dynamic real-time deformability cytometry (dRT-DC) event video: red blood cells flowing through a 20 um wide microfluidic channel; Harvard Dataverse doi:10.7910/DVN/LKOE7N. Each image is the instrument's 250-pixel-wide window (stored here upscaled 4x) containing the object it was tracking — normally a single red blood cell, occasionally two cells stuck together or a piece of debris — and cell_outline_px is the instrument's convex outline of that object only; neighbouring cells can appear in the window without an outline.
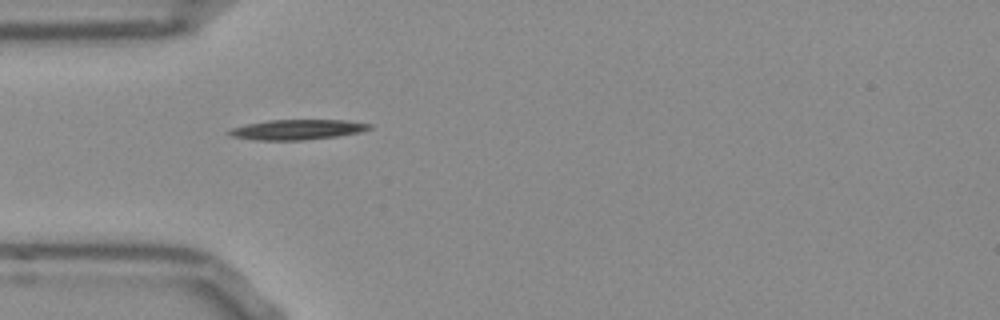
{"species": "Egyptian fruit bat (a non-hibernating species)", "species_latin": "Rousettus aegyptiacus", "temperature_condition": "room temperature", "stored_images_in_passage": 14, "camera_frame_rate_fps": 3000, "um_per_image_px": 0.085, "frame": {"image": 1, "passage_image": 1, "time_ms": 0.0, "image_size_px": [1000, 320], "cell_outline_px": [[372, 128], [360, 132], [336, 136], [304, 140], [256, 140], [228, 136], [228, 132], [232, 128], [248, 124], [268, 120], [348, 120], [372, 124]], "centroid_in_image_um": [25.28, 11.01], "position_along_channel_um": 59.7, "area_um2": 16.42}}
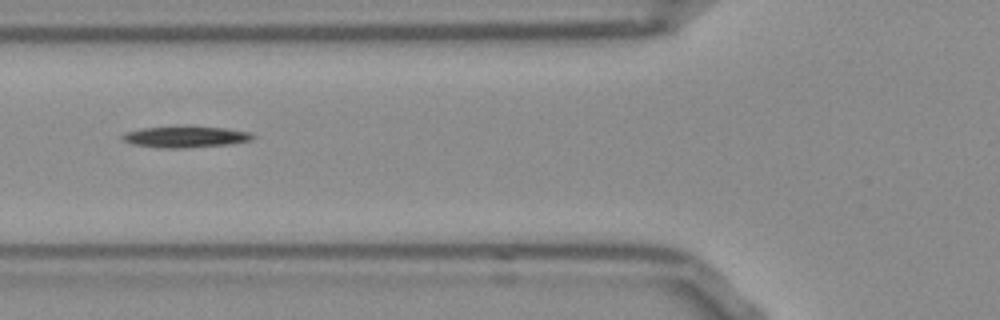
{"frame": {"image": 2, "passage_image": 5, "time_ms": 1.333, "image_size_px": [1000, 320], "cell_outline_px": [[256, 136], [252, 140], [228, 144], [184, 148], [164, 148], [132, 144], [124, 140], [120, 136], [124, 132], [140, 128], [184, 124], [228, 128], [252, 132]], "centroid_in_image_um": [15.78, 11.58], "position_along_channel_um": 110.0, "area_um2": 16.94}}
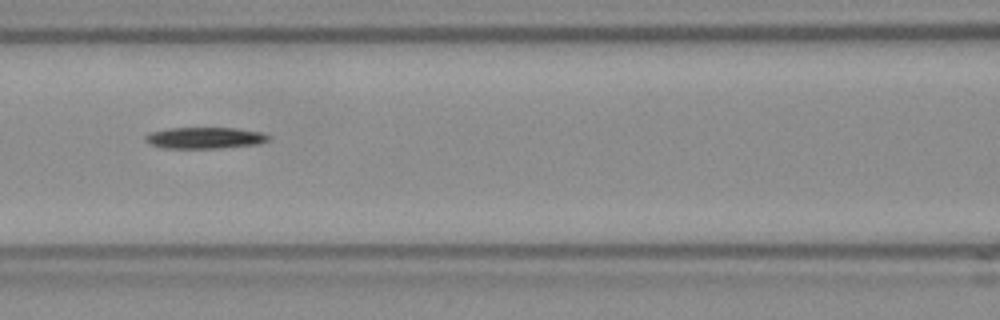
{"frame": {"image": 3, "passage_image": 8, "time_ms": 2.333, "image_size_px": [1000, 320], "cell_outline_px": [[272, 136], [268, 140], [256, 144], [220, 148], [164, 148], [148, 144], [144, 140], [144, 136], [148, 132], [168, 128], [236, 128], [264, 132]], "centroid_in_image_um": [17.38, 11.71], "position_along_channel_um": 149.2, "area_um2": 15.55}}